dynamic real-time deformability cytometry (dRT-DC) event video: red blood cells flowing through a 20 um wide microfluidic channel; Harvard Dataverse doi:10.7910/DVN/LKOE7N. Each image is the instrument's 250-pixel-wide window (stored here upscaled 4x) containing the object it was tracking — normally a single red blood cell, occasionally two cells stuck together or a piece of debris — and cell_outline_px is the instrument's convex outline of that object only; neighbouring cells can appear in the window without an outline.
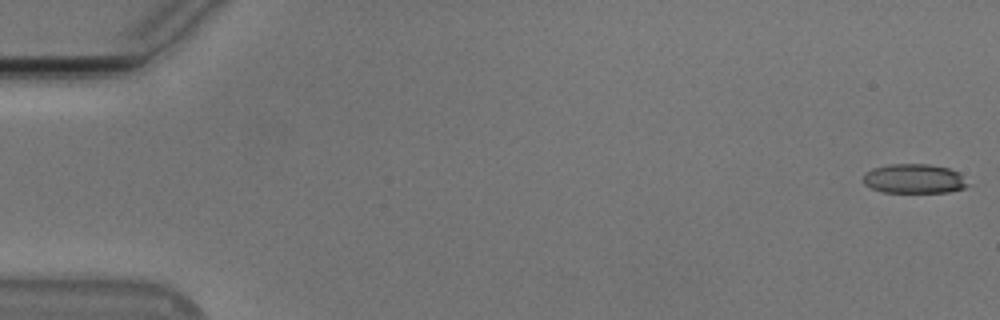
{"species": "Egyptian fruit bat (a non-hibernating species)", "species_latin": "Rousettus aegyptiacus", "temperature_condition": "cold", "stored_images_in_passage": 55, "camera_frame_rate_fps": 3000, "um_per_image_px": 0.085, "animal": {"sex": "male"}, "frame": {"image": 1, "passage_image": 1, "time_ms": 0.0, "image_size_px": [1000, 320], "cell_outline_px": [[972, 184], [964, 188], [948, 192], [884, 192], [872, 188], [864, 184], [864, 172], [872, 168], [892, 164], [928, 164], [948, 168], [960, 172]], "centroid_in_image_um": [77.76, 15.19], "position_along_channel_um": 7.2, "area_um2": 18.09}}
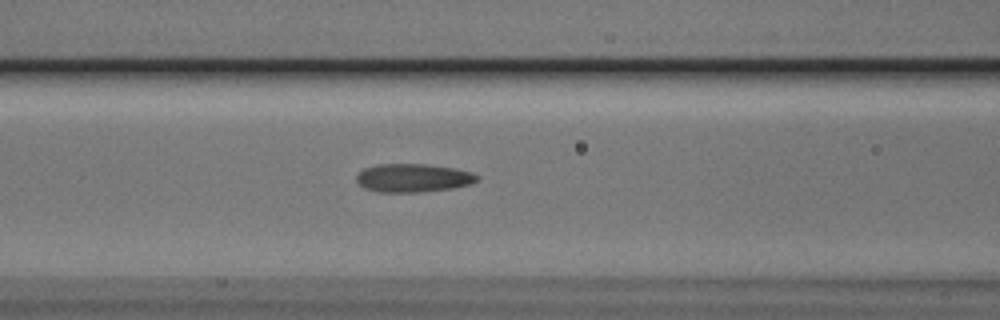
{"frame": {"image": 2, "passage_image": 23, "time_ms": 7.333, "image_size_px": [1000, 320], "cell_outline_px": [[480, 180], [468, 184], [452, 188], [420, 192], [376, 192], [364, 188], [356, 180], [356, 176], [364, 168], [380, 164], [424, 164], [452, 168], [472, 172]], "centroid_in_image_um": [35.08, 15.13], "position_along_channel_um": 131.5, "area_um2": 19.77}}
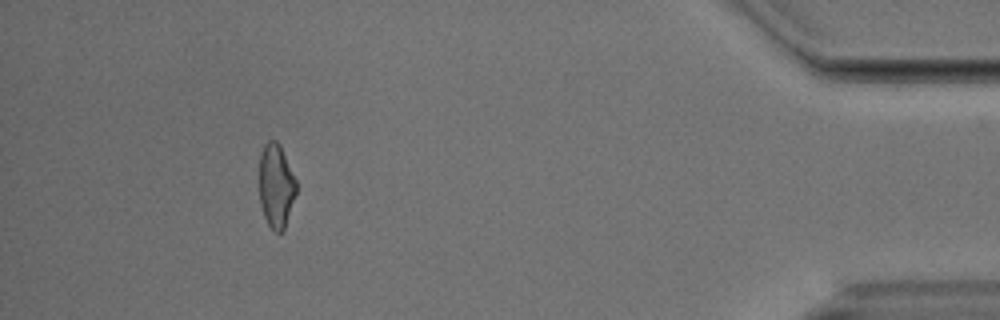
{"frame": {"image": 3, "passage_image": 50, "time_ms": 16.333, "image_size_px": [1000, 320], "cell_outline_px": [[296, 192], [284, 232], [276, 232], [268, 224], [264, 216], [260, 204], [260, 156], [264, 144], [268, 140], [276, 140], [280, 144], [296, 180]], "centroid_in_image_um": [23.47, 15.8], "position_along_channel_um": 411.7, "area_um2": 18.03}, "authors_computed_cell_mechanics": {"area_um2": 19.1318, "velocity_mm_per_s": 3.7759, "shape_relaxation_time_tau1_ms": null, "shape_relaxation_time_tau2_ms": 2.3578, "deformation_change_tau1": null, "deformation_change_tau2": 0.1065}}